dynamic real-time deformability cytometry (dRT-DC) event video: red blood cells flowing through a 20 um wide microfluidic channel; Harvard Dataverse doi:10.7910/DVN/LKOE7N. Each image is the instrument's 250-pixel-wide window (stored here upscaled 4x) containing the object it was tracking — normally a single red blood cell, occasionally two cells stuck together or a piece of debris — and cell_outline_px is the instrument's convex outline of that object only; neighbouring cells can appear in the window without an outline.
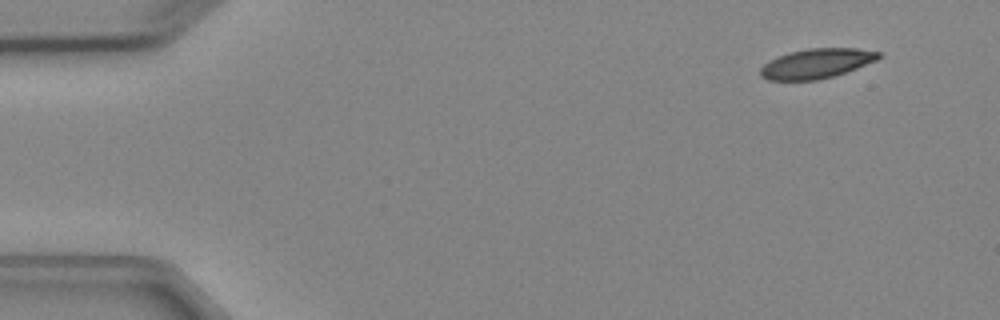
{"species": "Egyptian fruit bat (a non-hibernating species)", "species_latin": "Rousettus aegyptiacus", "temperature_condition": "cold", "stored_images_in_passage": 4, "camera_frame_rate_fps": 3000, "um_per_image_px": 0.085, "animal": {"sex": "female"}, "frame": {"image": 1, "passage_image": 1, "time_ms": 0.0, "image_size_px": [1000, 320], "cell_outline_px": [[884, 56], [876, 60], [856, 68], [832, 76], [816, 80], [768, 80], [760, 76], [760, 68], [764, 64], [776, 56], [788, 52], [808, 48], [856, 48], [884, 52]], "centroid_in_image_um": [69.41, 5.38], "position_along_channel_um": 15.6, "area_um2": 20.58}}
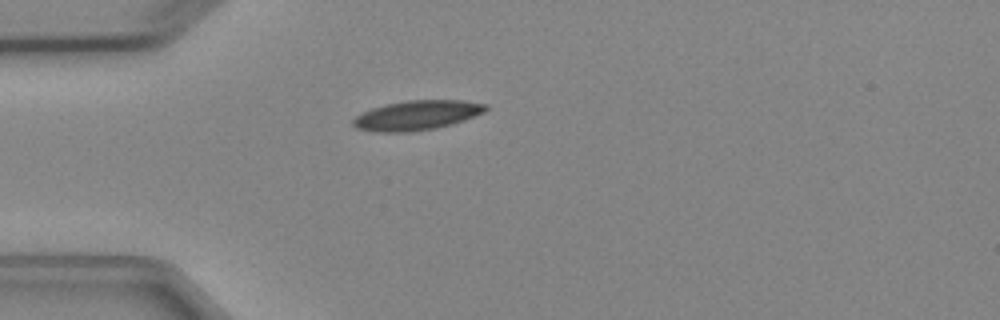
{"frame": {"image": 2, "passage_image": 4, "time_ms": 3.333, "image_size_px": [1000, 320], "cell_outline_px": [[488, 108], [484, 112], [464, 120], [452, 124], [436, 128], [408, 132], [376, 132], [356, 128], [352, 124], [352, 120], [356, 116], [372, 108], [388, 104], [408, 100], [464, 100], [488, 104]], "centroid_in_image_um": [35.45, 9.8], "position_along_channel_um": 49.5, "area_um2": 22.83}}